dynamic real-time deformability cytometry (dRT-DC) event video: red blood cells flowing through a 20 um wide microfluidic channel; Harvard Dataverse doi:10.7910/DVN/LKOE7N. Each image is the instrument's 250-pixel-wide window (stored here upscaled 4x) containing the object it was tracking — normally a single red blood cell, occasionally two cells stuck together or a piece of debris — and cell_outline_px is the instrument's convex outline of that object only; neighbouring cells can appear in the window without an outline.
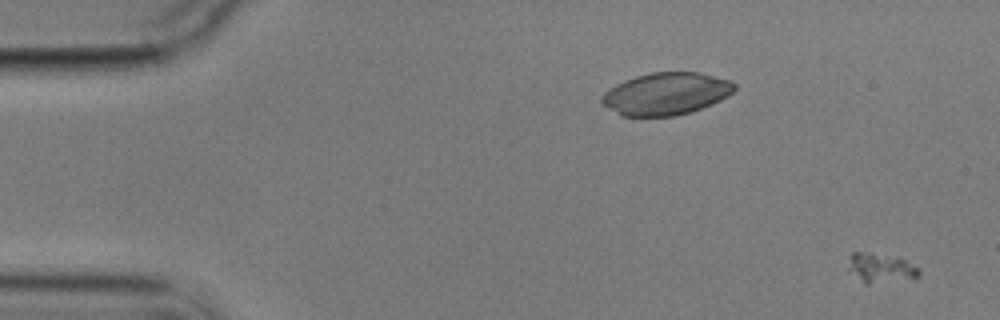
{"species": "common noctule bat (a hibernating species)", "species_latin": "Nyctalus noctula", "temperature_condition": "cold", "stored_images_in_passage": 3, "segment_of_instrument_passage": [2, 2], "camera_frame_rate_fps": 3000, "um_per_image_px": 0.085, "animal": {"sex": "male", "body_mass_g": 17.9}, "frame": {"image": 1, "passage_image": 3, "time_ms": 2.333, "image_size_px": [1000, 320], "cell_outline_px": [[920, 276], [916, 280], [868, 284], [864, 284], [848, 268], [852, 252], [868, 252], [904, 260], [916, 268], [920, 272]], "centroid_in_image_um": [74.9, 22.84], "position_along_channel_um": 10.1, "area_um2": 12.02}}